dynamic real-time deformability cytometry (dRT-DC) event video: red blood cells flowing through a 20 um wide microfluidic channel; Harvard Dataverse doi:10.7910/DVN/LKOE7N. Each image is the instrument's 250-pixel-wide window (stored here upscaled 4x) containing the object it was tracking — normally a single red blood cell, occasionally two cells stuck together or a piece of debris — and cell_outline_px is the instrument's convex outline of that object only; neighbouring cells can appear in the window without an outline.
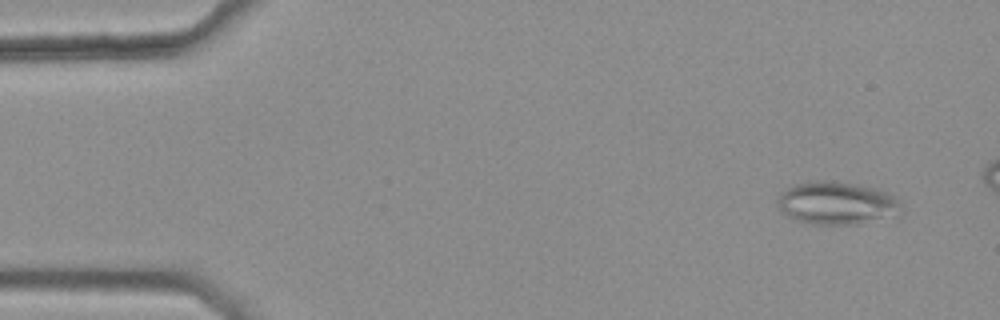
{"species": "common noctule bat (a hibernating species)", "species_latin": "Nyctalus noctula", "temperature_condition": "warm", "stored_images_in_passage": 45, "camera_frame_rate_fps": 3000, "um_per_image_px": 0.085, "animal": {"sex": "female", "body_mass_g": 25.1}, "frame": {"image": 1, "passage_image": 4, "time_ms": 1.0, "image_size_px": [1000, 320], "cell_outline_px": [[900, 208], [880, 216], [856, 224], [812, 224], [796, 220], [788, 216], [776, 204], [780, 192], [796, 184], [816, 180], [832, 180], [872, 188], [884, 192], [892, 196], [900, 204]], "centroid_in_image_um": [70.94, 17.23], "position_along_channel_um": 14.1, "area_um2": 29.48}}
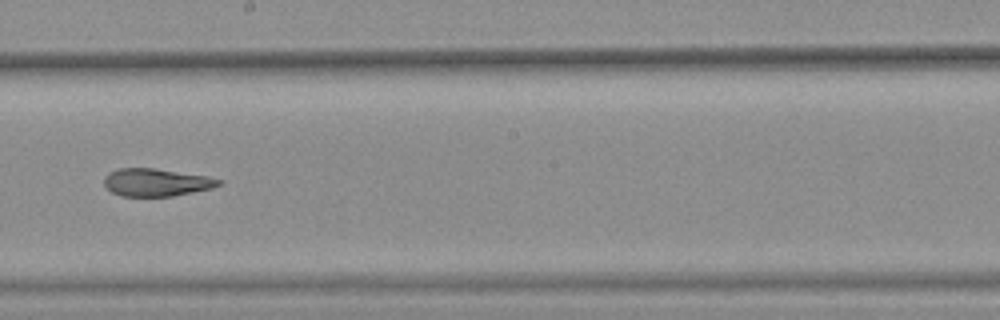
{"frame": {"image": 2, "passage_image": 30, "time_ms": 9.667, "image_size_px": [1000, 320], "cell_outline_px": [[220, 184], [212, 188], [172, 196], [120, 196], [104, 188], [104, 176], [108, 172], [116, 168], [156, 168], [208, 176], [220, 180]], "centroid_in_image_um": [13.21, 15.49], "position_along_channel_um": 235.0, "area_um2": 18.61}}
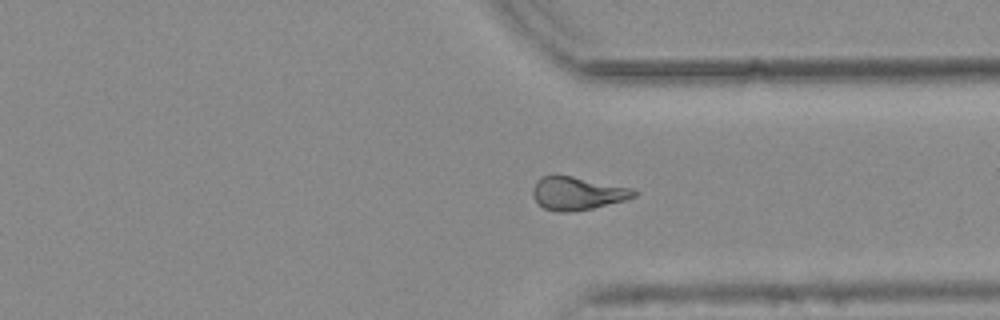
{"frame": {"image": 3, "passage_image": 40, "time_ms": 13.0, "image_size_px": [1000, 320], "cell_outline_px": [[640, 192], [636, 196], [624, 200], [592, 208], [572, 212], [556, 212], [544, 208], [532, 196], [532, 188], [536, 180], [540, 176], [552, 172], [556, 172], [636, 188]], "centroid_in_image_um": [49.07, 16.37], "position_along_channel_um": 362.3, "area_um2": 20.46}, "authors_computed_cell_mechanics": {"area_um2": 20.23, "velocity_mm_per_s": 3.8061, "shape_relaxation_time_tau1_ms": null, "shape_relaxation_time_tau2_ms": 3.9642, "deformation_change_tau1": null, "deformation_change_tau2": 0.128}}